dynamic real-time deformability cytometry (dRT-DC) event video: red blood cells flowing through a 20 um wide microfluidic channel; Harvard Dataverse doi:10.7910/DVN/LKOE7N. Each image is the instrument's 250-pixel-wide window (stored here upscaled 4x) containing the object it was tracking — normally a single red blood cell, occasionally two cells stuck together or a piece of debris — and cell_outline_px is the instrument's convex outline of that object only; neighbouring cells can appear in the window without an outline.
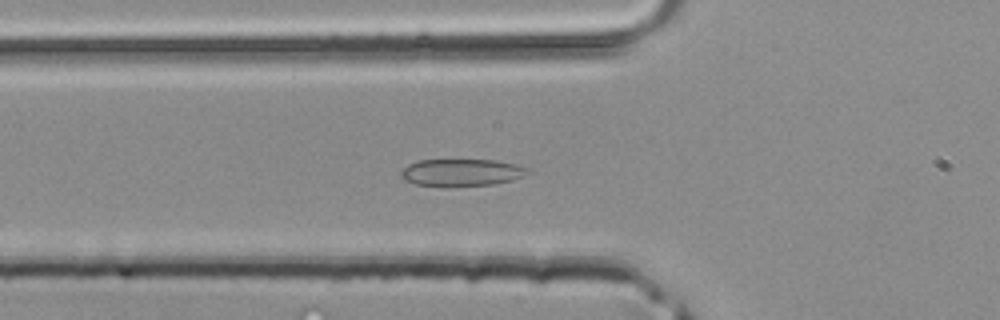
{"species": "common noctule bat (a hibernating species)", "species_latin": "Nyctalus noctula", "temperature_condition": "room temperature", "stored_images_in_passage": 33, "camera_frame_rate_fps": 3000, "um_per_image_px": 0.085, "animal": {"sex": "male", "body_mass_g": 20.4}, "frame": {"image": 1, "passage_image": 5, "time_ms": 1.333, "image_size_px": [1000, 320], "cell_outline_px": [[532, 172], [524, 176], [512, 180], [492, 184], [448, 188], [416, 184], [404, 180], [400, 176], [400, 172], [408, 164], [416, 160], [496, 160], [516, 164], [528, 168]], "centroid_in_image_um": [39.22, 14.68], "position_along_channel_um": 86.6, "area_um2": 20.58}}
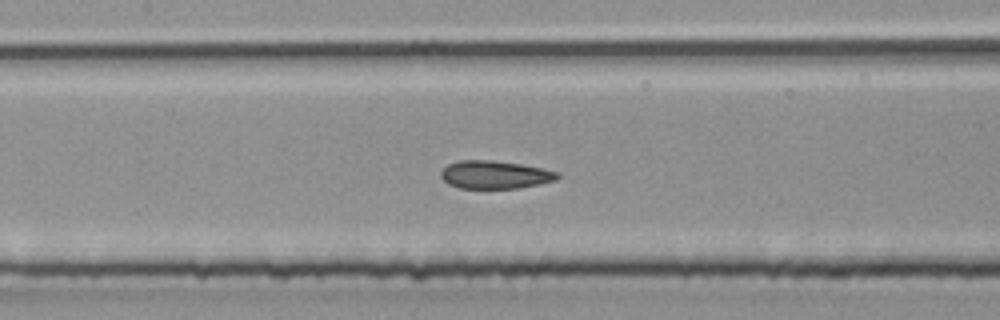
{"frame": {"image": 2, "passage_image": 10, "time_ms": 3.0, "image_size_px": [1000, 320], "cell_outline_px": [[560, 176], [556, 180], [540, 184], [516, 188], [460, 188], [448, 184], [440, 176], [440, 172], [448, 164], [460, 160], [492, 160], [520, 164], [560, 172]], "centroid_in_image_um": [42.06, 14.85], "position_along_channel_um": 165.3, "area_um2": 18.96}}
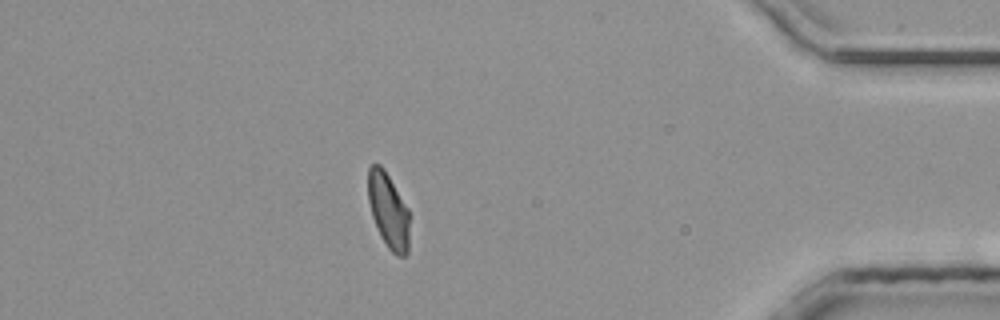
{"frame": {"image": 3, "passage_image": 28, "time_ms": 9.0, "image_size_px": [1000, 320], "cell_outline_px": [[408, 252], [404, 256], [396, 256], [388, 248], [380, 236], [372, 216], [368, 200], [368, 168], [372, 164], [380, 164], [384, 168], [408, 208]], "centroid_in_image_um": [32.99, 17.89], "position_along_channel_um": 402.2, "area_um2": 18.09}}